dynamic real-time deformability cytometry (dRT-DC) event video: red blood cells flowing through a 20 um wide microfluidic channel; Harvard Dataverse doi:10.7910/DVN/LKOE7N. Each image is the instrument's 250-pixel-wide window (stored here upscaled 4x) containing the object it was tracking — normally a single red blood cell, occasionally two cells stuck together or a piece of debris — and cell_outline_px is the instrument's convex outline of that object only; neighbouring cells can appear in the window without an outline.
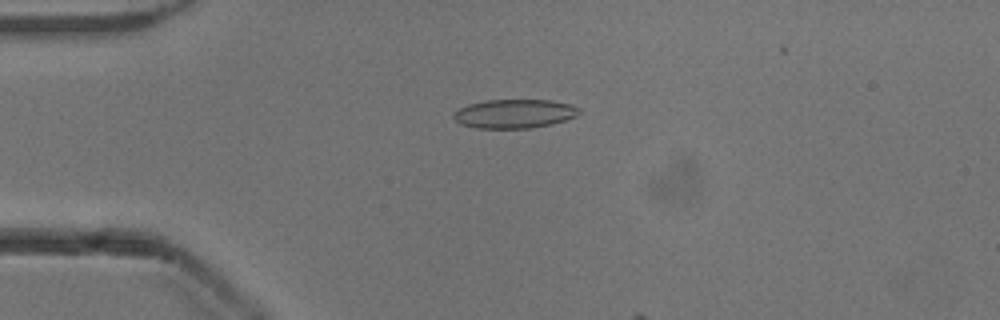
{"species": "common noctule bat (a hibernating species)", "species_latin": "Nyctalus noctula", "temperature_condition": "cold", "stored_images_in_passage": 7, "camera_frame_rate_fps": 3000, "um_per_image_px": 0.085, "animal": {"sex": "male", "body_mass_g": 13.3}, "frame": {"image": 1, "passage_image": 5, "time_ms": 1.333, "image_size_px": [1000, 320], "cell_outline_px": [[580, 112], [576, 116], [552, 124], [528, 128], [476, 128], [460, 124], [452, 116], [452, 112], [468, 104], [484, 100], [552, 100], [568, 104], [580, 108]], "centroid_in_image_um": [43.69, 9.66], "position_along_channel_um": 41.3, "area_um2": 21.15}}